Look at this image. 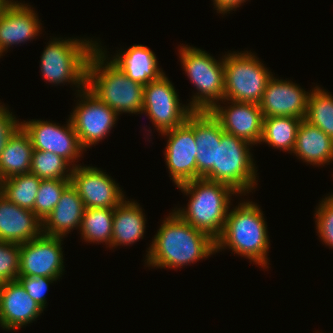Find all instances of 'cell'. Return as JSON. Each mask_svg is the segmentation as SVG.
I'll use <instances>...</instances> for the list:
<instances>
[{
    "label": "cell",
    "mask_w": 333,
    "mask_h": 333,
    "mask_svg": "<svg viewBox=\"0 0 333 333\" xmlns=\"http://www.w3.org/2000/svg\"><path fill=\"white\" fill-rule=\"evenodd\" d=\"M41 180L30 172L15 175L1 181L0 193L17 206L33 210Z\"/></svg>",
    "instance_id": "cell-28"
},
{
    "label": "cell",
    "mask_w": 333,
    "mask_h": 333,
    "mask_svg": "<svg viewBox=\"0 0 333 333\" xmlns=\"http://www.w3.org/2000/svg\"><path fill=\"white\" fill-rule=\"evenodd\" d=\"M309 94L310 92L291 80H279L272 76L259 104L262 115L263 117L290 116L305 119Z\"/></svg>",
    "instance_id": "cell-16"
},
{
    "label": "cell",
    "mask_w": 333,
    "mask_h": 333,
    "mask_svg": "<svg viewBox=\"0 0 333 333\" xmlns=\"http://www.w3.org/2000/svg\"><path fill=\"white\" fill-rule=\"evenodd\" d=\"M272 72L252 52H232L224 55L223 100L260 104Z\"/></svg>",
    "instance_id": "cell-8"
},
{
    "label": "cell",
    "mask_w": 333,
    "mask_h": 333,
    "mask_svg": "<svg viewBox=\"0 0 333 333\" xmlns=\"http://www.w3.org/2000/svg\"><path fill=\"white\" fill-rule=\"evenodd\" d=\"M63 237L41 234L20 244L19 277H62L65 266L62 252Z\"/></svg>",
    "instance_id": "cell-12"
},
{
    "label": "cell",
    "mask_w": 333,
    "mask_h": 333,
    "mask_svg": "<svg viewBox=\"0 0 333 333\" xmlns=\"http://www.w3.org/2000/svg\"><path fill=\"white\" fill-rule=\"evenodd\" d=\"M177 187L185 195H189V202L187 208L180 207L172 211L216 240L222 234L232 205L231 196L239 193L226 184L204 178L188 181Z\"/></svg>",
    "instance_id": "cell-4"
},
{
    "label": "cell",
    "mask_w": 333,
    "mask_h": 333,
    "mask_svg": "<svg viewBox=\"0 0 333 333\" xmlns=\"http://www.w3.org/2000/svg\"><path fill=\"white\" fill-rule=\"evenodd\" d=\"M27 3L12 0L0 14V55L12 45L35 39L42 30L37 13Z\"/></svg>",
    "instance_id": "cell-17"
},
{
    "label": "cell",
    "mask_w": 333,
    "mask_h": 333,
    "mask_svg": "<svg viewBox=\"0 0 333 333\" xmlns=\"http://www.w3.org/2000/svg\"><path fill=\"white\" fill-rule=\"evenodd\" d=\"M72 169V166L57 154L48 151H33L30 173L40 179L70 180Z\"/></svg>",
    "instance_id": "cell-30"
},
{
    "label": "cell",
    "mask_w": 333,
    "mask_h": 333,
    "mask_svg": "<svg viewBox=\"0 0 333 333\" xmlns=\"http://www.w3.org/2000/svg\"><path fill=\"white\" fill-rule=\"evenodd\" d=\"M34 148L28 133L20 126L0 155V181L30 172Z\"/></svg>",
    "instance_id": "cell-25"
},
{
    "label": "cell",
    "mask_w": 333,
    "mask_h": 333,
    "mask_svg": "<svg viewBox=\"0 0 333 333\" xmlns=\"http://www.w3.org/2000/svg\"><path fill=\"white\" fill-rule=\"evenodd\" d=\"M42 234V221L35 213L10 202L0 193V241L26 243Z\"/></svg>",
    "instance_id": "cell-20"
},
{
    "label": "cell",
    "mask_w": 333,
    "mask_h": 333,
    "mask_svg": "<svg viewBox=\"0 0 333 333\" xmlns=\"http://www.w3.org/2000/svg\"><path fill=\"white\" fill-rule=\"evenodd\" d=\"M302 119L290 116L263 117L262 143L292 153Z\"/></svg>",
    "instance_id": "cell-26"
},
{
    "label": "cell",
    "mask_w": 333,
    "mask_h": 333,
    "mask_svg": "<svg viewBox=\"0 0 333 333\" xmlns=\"http://www.w3.org/2000/svg\"><path fill=\"white\" fill-rule=\"evenodd\" d=\"M263 215L261 208L249 200L229 209L222 234L215 240L216 252L228 247L250 262L269 268L270 240Z\"/></svg>",
    "instance_id": "cell-2"
},
{
    "label": "cell",
    "mask_w": 333,
    "mask_h": 333,
    "mask_svg": "<svg viewBox=\"0 0 333 333\" xmlns=\"http://www.w3.org/2000/svg\"><path fill=\"white\" fill-rule=\"evenodd\" d=\"M126 199L114 208L111 248L130 246L144 238L147 220L143 209L136 201Z\"/></svg>",
    "instance_id": "cell-24"
},
{
    "label": "cell",
    "mask_w": 333,
    "mask_h": 333,
    "mask_svg": "<svg viewBox=\"0 0 333 333\" xmlns=\"http://www.w3.org/2000/svg\"><path fill=\"white\" fill-rule=\"evenodd\" d=\"M225 102L229 106H222L218 102L210 110L211 114L220 122L223 131L252 145L260 144L263 127L260 105L250 102L222 100V104H225Z\"/></svg>",
    "instance_id": "cell-15"
},
{
    "label": "cell",
    "mask_w": 333,
    "mask_h": 333,
    "mask_svg": "<svg viewBox=\"0 0 333 333\" xmlns=\"http://www.w3.org/2000/svg\"><path fill=\"white\" fill-rule=\"evenodd\" d=\"M71 180L42 179L38 188L34 209L35 215L43 221L60 200L62 192Z\"/></svg>",
    "instance_id": "cell-31"
},
{
    "label": "cell",
    "mask_w": 333,
    "mask_h": 333,
    "mask_svg": "<svg viewBox=\"0 0 333 333\" xmlns=\"http://www.w3.org/2000/svg\"><path fill=\"white\" fill-rule=\"evenodd\" d=\"M85 207L75 187L70 183L62 192L53 211L42 221V234L65 237L80 228Z\"/></svg>",
    "instance_id": "cell-21"
},
{
    "label": "cell",
    "mask_w": 333,
    "mask_h": 333,
    "mask_svg": "<svg viewBox=\"0 0 333 333\" xmlns=\"http://www.w3.org/2000/svg\"><path fill=\"white\" fill-rule=\"evenodd\" d=\"M186 122L195 134L196 179L204 178L216 164L217 144H220L224 131L210 111H193Z\"/></svg>",
    "instance_id": "cell-19"
},
{
    "label": "cell",
    "mask_w": 333,
    "mask_h": 333,
    "mask_svg": "<svg viewBox=\"0 0 333 333\" xmlns=\"http://www.w3.org/2000/svg\"><path fill=\"white\" fill-rule=\"evenodd\" d=\"M53 38L44 48L40 70L44 80L55 84L75 85L77 93L86 87L90 54L98 47L92 39ZM80 89V90H79Z\"/></svg>",
    "instance_id": "cell-5"
},
{
    "label": "cell",
    "mask_w": 333,
    "mask_h": 333,
    "mask_svg": "<svg viewBox=\"0 0 333 333\" xmlns=\"http://www.w3.org/2000/svg\"><path fill=\"white\" fill-rule=\"evenodd\" d=\"M43 120H29L21 122V126L28 133L34 150L48 151L64 158L72 168L83 154L78 135L74 130L70 118L64 126Z\"/></svg>",
    "instance_id": "cell-11"
},
{
    "label": "cell",
    "mask_w": 333,
    "mask_h": 333,
    "mask_svg": "<svg viewBox=\"0 0 333 333\" xmlns=\"http://www.w3.org/2000/svg\"><path fill=\"white\" fill-rule=\"evenodd\" d=\"M70 180L85 209H114L125 199L119 184L101 168L78 164L72 169Z\"/></svg>",
    "instance_id": "cell-13"
},
{
    "label": "cell",
    "mask_w": 333,
    "mask_h": 333,
    "mask_svg": "<svg viewBox=\"0 0 333 333\" xmlns=\"http://www.w3.org/2000/svg\"><path fill=\"white\" fill-rule=\"evenodd\" d=\"M106 52L98 43L90 54L86 87L118 115L142 114L144 85L126 76L116 64L109 61Z\"/></svg>",
    "instance_id": "cell-3"
},
{
    "label": "cell",
    "mask_w": 333,
    "mask_h": 333,
    "mask_svg": "<svg viewBox=\"0 0 333 333\" xmlns=\"http://www.w3.org/2000/svg\"><path fill=\"white\" fill-rule=\"evenodd\" d=\"M161 135L168 137L164 155L170 179L177 186L195 180L197 146L193 128L185 121Z\"/></svg>",
    "instance_id": "cell-14"
},
{
    "label": "cell",
    "mask_w": 333,
    "mask_h": 333,
    "mask_svg": "<svg viewBox=\"0 0 333 333\" xmlns=\"http://www.w3.org/2000/svg\"><path fill=\"white\" fill-rule=\"evenodd\" d=\"M169 78L163 74L158 80L144 85L142 113L149 116L159 133L183 124L193 110L182 105Z\"/></svg>",
    "instance_id": "cell-10"
},
{
    "label": "cell",
    "mask_w": 333,
    "mask_h": 333,
    "mask_svg": "<svg viewBox=\"0 0 333 333\" xmlns=\"http://www.w3.org/2000/svg\"><path fill=\"white\" fill-rule=\"evenodd\" d=\"M20 126L19 119L17 120L15 115L10 113L9 108L0 103V155L10 137Z\"/></svg>",
    "instance_id": "cell-35"
},
{
    "label": "cell",
    "mask_w": 333,
    "mask_h": 333,
    "mask_svg": "<svg viewBox=\"0 0 333 333\" xmlns=\"http://www.w3.org/2000/svg\"><path fill=\"white\" fill-rule=\"evenodd\" d=\"M80 101L70 113V120L83 149L95 146L110 134L118 114L96 97L87 87L78 92Z\"/></svg>",
    "instance_id": "cell-9"
},
{
    "label": "cell",
    "mask_w": 333,
    "mask_h": 333,
    "mask_svg": "<svg viewBox=\"0 0 333 333\" xmlns=\"http://www.w3.org/2000/svg\"><path fill=\"white\" fill-rule=\"evenodd\" d=\"M250 146L251 143L223 132L217 144L216 164L204 179L226 184L240 195L252 192L258 185V176Z\"/></svg>",
    "instance_id": "cell-7"
},
{
    "label": "cell",
    "mask_w": 333,
    "mask_h": 333,
    "mask_svg": "<svg viewBox=\"0 0 333 333\" xmlns=\"http://www.w3.org/2000/svg\"><path fill=\"white\" fill-rule=\"evenodd\" d=\"M22 287L26 290L27 294L45 310L47 303L46 292L48 291L49 284L57 281V278H50L45 276H25L16 279Z\"/></svg>",
    "instance_id": "cell-34"
},
{
    "label": "cell",
    "mask_w": 333,
    "mask_h": 333,
    "mask_svg": "<svg viewBox=\"0 0 333 333\" xmlns=\"http://www.w3.org/2000/svg\"><path fill=\"white\" fill-rule=\"evenodd\" d=\"M292 153L310 165H328L333 161V140L320 128L302 119Z\"/></svg>",
    "instance_id": "cell-23"
},
{
    "label": "cell",
    "mask_w": 333,
    "mask_h": 333,
    "mask_svg": "<svg viewBox=\"0 0 333 333\" xmlns=\"http://www.w3.org/2000/svg\"><path fill=\"white\" fill-rule=\"evenodd\" d=\"M12 0H0V14L3 12L4 8L11 2Z\"/></svg>",
    "instance_id": "cell-37"
},
{
    "label": "cell",
    "mask_w": 333,
    "mask_h": 333,
    "mask_svg": "<svg viewBox=\"0 0 333 333\" xmlns=\"http://www.w3.org/2000/svg\"><path fill=\"white\" fill-rule=\"evenodd\" d=\"M114 209L86 208L80 224V234L88 243H105L111 248Z\"/></svg>",
    "instance_id": "cell-27"
},
{
    "label": "cell",
    "mask_w": 333,
    "mask_h": 333,
    "mask_svg": "<svg viewBox=\"0 0 333 333\" xmlns=\"http://www.w3.org/2000/svg\"><path fill=\"white\" fill-rule=\"evenodd\" d=\"M248 1V0H247ZM246 2V0H213V5L217 10V13H221L223 15L227 14L232 10L237 9L242 3Z\"/></svg>",
    "instance_id": "cell-36"
},
{
    "label": "cell",
    "mask_w": 333,
    "mask_h": 333,
    "mask_svg": "<svg viewBox=\"0 0 333 333\" xmlns=\"http://www.w3.org/2000/svg\"><path fill=\"white\" fill-rule=\"evenodd\" d=\"M181 66L196 86L188 106L193 111H210L224 97V56L215 59L205 50L184 45L178 49Z\"/></svg>",
    "instance_id": "cell-6"
},
{
    "label": "cell",
    "mask_w": 333,
    "mask_h": 333,
    "mask_svg": "<svg viewBox=\"0 0 333 333\" xmlns=\"http://www.w3.org/2000/svg\"><path fill=\"white\" fill-rule=\"evenodd\" d=\"M305 120L320 128L333 140V96L325 89L315 86L308 96Z\"/></svg>",
    "instance_id": "cell-29"
},
{
    "label": "cell",
    "mask_w": 333,
    "mask_h": 333,
    "mask_svg": "<svg viewBox=\"0 0 333 333\" xmlns=\"http://www.w3.org/2000/svg\"><path fill=\"white\" fill-rule=\"evenodd\" d=\"M43 311L17 280L0 284V327L6 331L36 321Z\"/></svg>",
    "instance_id": "cell-18"
},
{
    "label": "cell",
    "mask_w": 333,
    "mask_h": 333,
    "mask_svg": "<svg viewBox=\"0 0 333 333\" xmlns=\"http://www.w3.org/2000/svg\"><path fill=\"white\" fill-rule=\"evenodd\" d=\"M147 249L148 267L177 269L216 253V242L173 211L165 217Z\"/></svg>",
    "instance_id": "cell-1"
},
{
    "label": "cell",
    "mask_w": 333,
    "mask_h": 333,
    "mask_svg": "<svg viewBox=\"0 0 333 333\" xmlns=\"http://www.w3.org/2000/svg\"><path fill=\"white\" fill-rule=\"evenodd\" d=\"M314 214L318 236L333 248V193L319 202Z\"/></svg>",
    "instance_id": "cell-33"
},
{
    "label": "cell",
    "mask_w": 333,
    "mask_h": 333,
    "mask_svg": "<svg viewBox=\"0 0 333 333\" xmlns=\"http://www.w3.org/2000/svg\"><path fill=\"white\" fill-rule=\"evenodd\" d=\"M20 244L0 241V284L19 277Z\"/></svg>",
    "instance_id": "cell-32"
},
{
    "label": "cell",
    "mask_w": 333,
    "mask_h": 333,
    "mask_svg": "<svg viewBox=\"0 0 333 333\" xmlns=\"http://www.w3.org/2000/svg\"><path fill=\"white\" fill-rule=\"evenodd\" d=\"M115 55V56H114ZM109 59L130 79L143 85L158 80L165 74L159 68L155 53L144 45H132L125 51H117Z\"/></svg>",
    "instance_id": "cell-22"
}]
</instances>
